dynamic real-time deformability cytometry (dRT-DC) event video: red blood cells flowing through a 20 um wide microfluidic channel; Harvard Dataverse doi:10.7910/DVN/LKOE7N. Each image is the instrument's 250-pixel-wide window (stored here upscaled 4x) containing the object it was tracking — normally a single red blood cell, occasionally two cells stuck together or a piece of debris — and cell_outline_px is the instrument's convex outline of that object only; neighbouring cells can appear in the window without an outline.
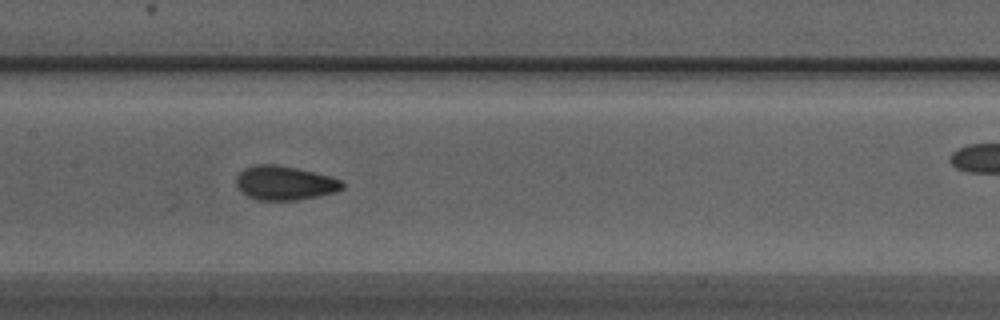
{"species": "Egyptian fruit bat (a non-hibernating species)", "species_latin": "Rousettus aegyptiacus", "temperature_condition": "warm", "stored_images_in_passage": 21, "camera_frame_rate_fps": 3000, "um_per_image_px": 0.085, "animal": {"sex": "male"}, "frame": {"image": 1, "passage_image": 12, "time_ms": 3.667, "image_size_px": [1000, 320], "cell_outline_px": [[344, 188], [336, 192], [320, 196], [296, 200], [256, 200], [240, 192], [236, 184], [236, 176], [244, 168], [256, 164], [272, 164], [296, 168], [328, 176], [340, 180], [344, 184]], "centroid_in_image_um": [24.17, 15.56], "position_along_channel_um": 183.2, "area_um2": 21.1}}
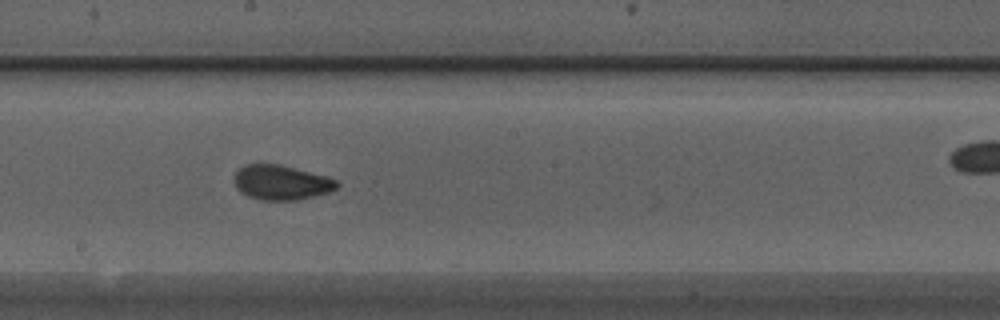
{"frame": {"image": 2, "passage_image": 15, "time_ms": 4.667, "image_size_px": [1000, 320], "cell_outline_px": [[340, 184], [336, 188], [328, 192], [296, 200], [260, 200], [248, 196], [240, 192], [236, 188], [232, 180], [236, 172], [244, 164], [256, 160], [280, 164], [328, 176], [336, 180]], "centroid_in_image_um": [23.83, 15.46], "position_along_channel_um": 224.4, "area_um2": 21.44}}